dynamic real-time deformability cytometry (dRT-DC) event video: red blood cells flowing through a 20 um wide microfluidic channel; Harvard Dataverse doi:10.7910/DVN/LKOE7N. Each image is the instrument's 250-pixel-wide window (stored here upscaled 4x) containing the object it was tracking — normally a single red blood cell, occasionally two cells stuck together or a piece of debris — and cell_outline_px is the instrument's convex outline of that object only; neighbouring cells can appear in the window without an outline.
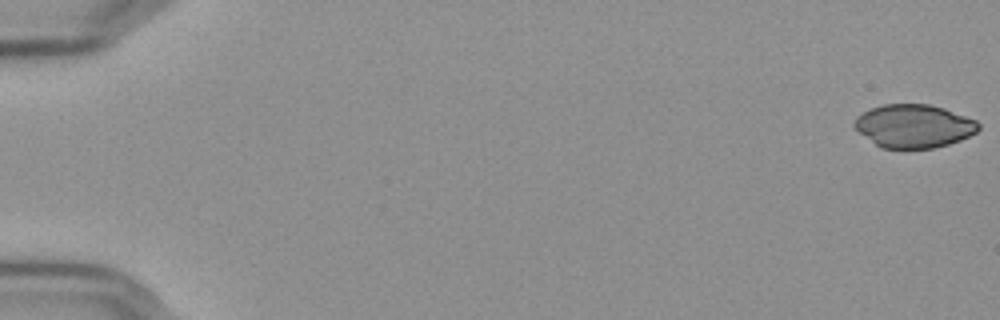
{"species": "Egyptian fruit bat (a non-hibernating species)", "species_latin": "Rousettus aegyptiacus", "temperature_condition": "cold", "stored_images_in_passage": 14, "camera_frame_rate_fps": 3000, "um_per_image_px": 0.085, "frame": {"image": 1, "passage_image": 1, "time_ms": 0.0, "image_size_px": [1000, 320], "cell_outline_px": [[980, 128], [976, 132], [960, 140], [948, 144], [932, 148], [880, 148], [860, 132], [852, 124], [856, 116], [872, 108], [884, 104], [928, 104], [944, 108], [976, 120], [980, 124]], "centroid_in_image_um": [77.68, 10.71], "position_along_channel_um": 7.3, "area_um2": 31.1}}